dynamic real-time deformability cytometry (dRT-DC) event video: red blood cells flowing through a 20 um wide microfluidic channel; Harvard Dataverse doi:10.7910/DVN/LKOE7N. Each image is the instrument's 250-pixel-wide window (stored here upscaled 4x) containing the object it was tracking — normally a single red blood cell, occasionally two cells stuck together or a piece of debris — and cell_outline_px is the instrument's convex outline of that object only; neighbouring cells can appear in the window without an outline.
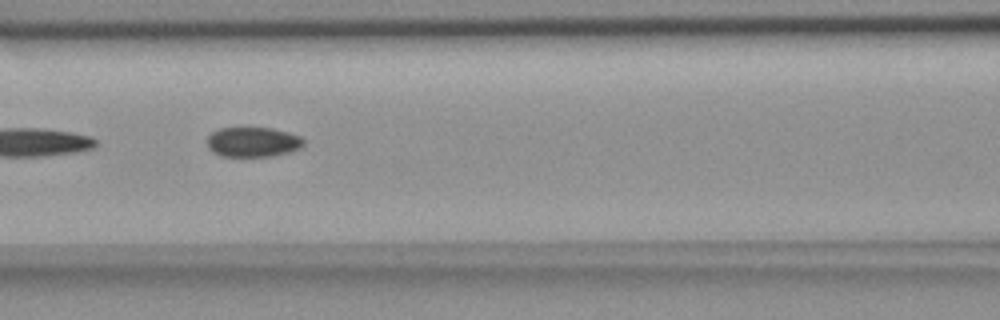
{"species": "common noctule bat (a hibernating species)", "species_latin": "Nyctalus noctula", "temperature_condition": "room temperature", "stored_images_in_passage": 5, "camera_frame_rate_fps": 3000, "um_per_image_px": 0.085, "animal": {"sex": "female", "body_mass_g": 18.4}, "frame": {"image": 1, "passage_image": 4, "time_ms": 3.333, "image_size_px": [1000, 320], "cell_outline_px": [[304, 144], [300, 148], [288, 152], [272, 156], [220, 156], [212, 152], [208, 148], [208, 136], [212, 132], [220, 128], [272, 128], [288, 132], [300, 136], [304, 140]], "centroid_in_image_um": [21.49, 12.07], "position_along_channel_um": 145.1, "area_um2": 16.76}}
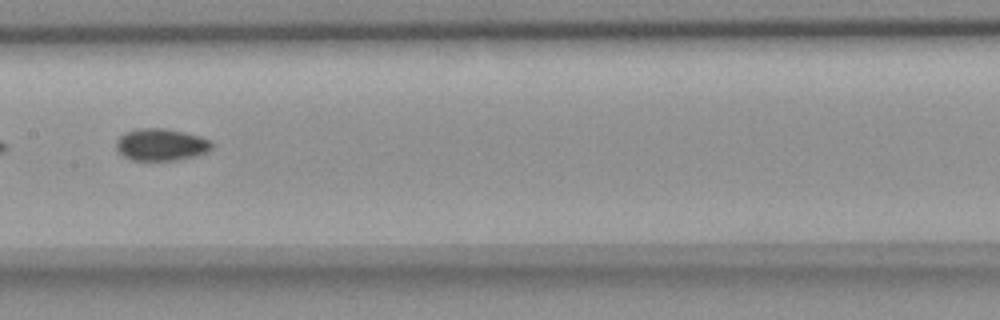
{"frame": {"image": 2, "passage_image": 5, "time_ms": 4.667, "image_size_px": [1000, 320], "cell_outline_px": [[212, 148], [196, 156], [176, 160], [132, 160], [124, 156], [116, 148], [116, 140], [124, 132], [140, 128], [160, 128], [184, 132], [200, 136], [208, 140], [212, 144]], "centroid_in_image_um": [13.66, 12.29], "position_along_channel_um": 193.7, "area_um2": 17.69}}